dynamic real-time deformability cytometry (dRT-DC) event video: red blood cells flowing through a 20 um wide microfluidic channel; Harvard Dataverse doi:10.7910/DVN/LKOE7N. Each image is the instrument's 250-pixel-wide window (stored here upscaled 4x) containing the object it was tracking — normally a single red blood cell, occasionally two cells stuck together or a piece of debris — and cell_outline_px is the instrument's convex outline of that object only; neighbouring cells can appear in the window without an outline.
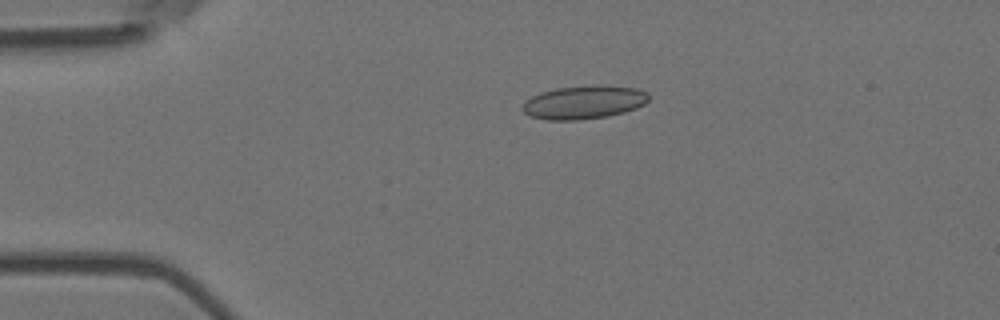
{"species": "Egyptian fruit bat (a non-hibernating species)", "species_latin": "Rousettus aegyptiacus", "temperature_condition": "room temperature", "stored_images_in_passage": 3, "camera_frame_rate_fps": 3000, "um_per_image_px": 0.085, "animal": {"sex": "female"}, "frame": {"image": 1, "passage_image": 2, "time_ms": 0.333, "image_size_px": [1000, 320], "cell_outline_px": [[648, 100], [644, 104], [636, 108], [624, 112], [608, 116], [576, 120], [548, 120], [528, 116], [520, 108], [524, 100], [540, 92], [556, 88], [592, 84], [600, 84], [636, 88], [648, 92]], "centroid_in_image_um": [49.6, 8.68], "position_along_channel_um": 35.4, "area_um2": 24.97}}
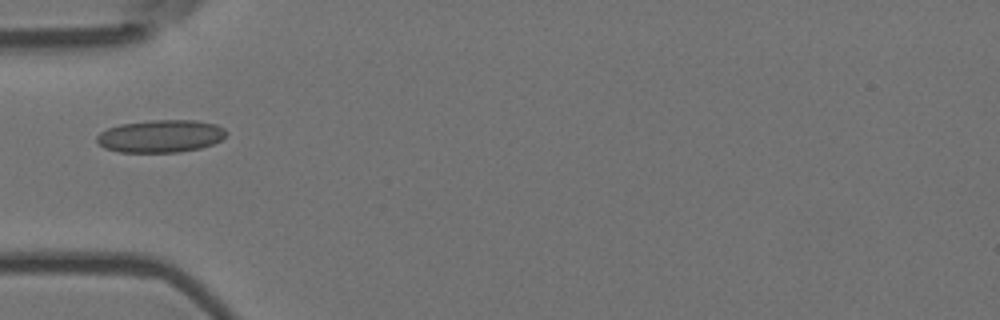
{"frame": {"image": 2, "passage_image": 3, "time_ms": 0.667, "image_size_px": [1000, 320], "cell_outline_px": [[228, 132], [220, 140], [212, 144], [200, 148], [180, 152], [120, 152], [104, 148], [96, 140], [96, 136], [100, 132], [108, 128], [120, 124], [152, 120], [196, 120], [216, 124], [224, 128]], "centroid_in_image_um": [13.66, 11.57], "position_along_channel_um": 71.3, "area_um2": 24.62}}